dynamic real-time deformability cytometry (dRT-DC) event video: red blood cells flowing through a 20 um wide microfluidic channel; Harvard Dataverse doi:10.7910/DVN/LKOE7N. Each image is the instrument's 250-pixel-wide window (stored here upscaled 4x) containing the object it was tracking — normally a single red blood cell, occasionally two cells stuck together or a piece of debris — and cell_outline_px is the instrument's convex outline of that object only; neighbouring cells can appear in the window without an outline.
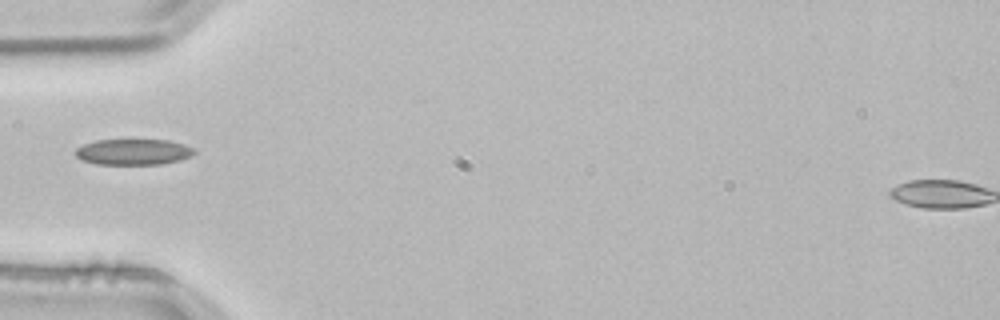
{"species": "common noctule bat (a hibernating species)", "species_latin": "Nyctalus noctula", "temperature_condition": "room temperature", "stored_images_in_passage": 4, "camera_frame_rate_fps": 3000, "um_per_image_px": 0.085, "animal": {"sex": "male", "body_mass_g": 21.5, "forearm_length_mm": 52.0}, "frame": {"image": 1, "passage_image": 4, "time_ms": 1.0, "image_size_px": [1000, 320], "cell_outline_px": [[196, 152], [192, 156], [180, 160], [160, 164], [96, 164], [80, 160], [76, 156], [76, 148], [84, 144], [96, 140], [168, 140], [184, 144], [192, 148]], "centroid_in_image_um": [11.33, 12.91], "position_along_channel_um": 73.7, "area_um2": 17.92}}